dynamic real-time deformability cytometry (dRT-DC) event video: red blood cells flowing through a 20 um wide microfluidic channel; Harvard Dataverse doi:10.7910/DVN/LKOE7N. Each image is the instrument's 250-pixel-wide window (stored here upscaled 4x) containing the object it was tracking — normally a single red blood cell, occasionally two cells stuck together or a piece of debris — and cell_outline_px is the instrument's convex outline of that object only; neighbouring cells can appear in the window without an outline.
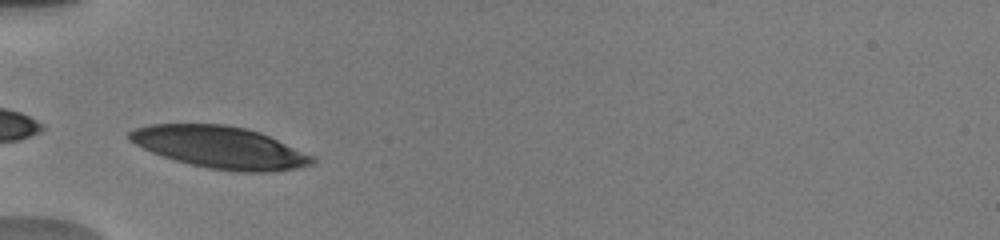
{"species": "human", "species_latin": "Homo sapiens", "temperature_condition": "warm", "stored_images_in_passage": 16, "camera_frame_rate_fps": 3000, "um_per_image_px": 0.085, "donor": {"sex": "male"}, "frame": {"image": 1, "passage_image": 1, "time_ms": 0.0, "image_size_px": [1000, 240], "cell_outline_px": [[316, 160], [312, 164], [296, 168], [268, 172], [236, 172], [208, 168], [176, 160], [152, 152], [128, 140], [128, 132], [136, 128], [148, 124], [224, 124], [244, 128], [260, 132], [312, 156]], "centroid_in_image_um": [18.68, 12.52], "position_along_channel_um": 66.3, "area_um2": 44.27}}
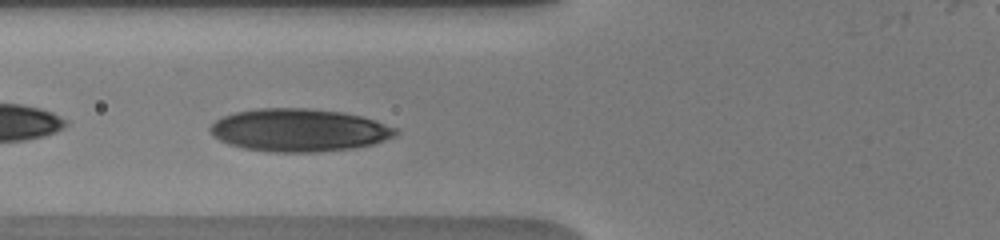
{"frame": {"image": 2, "passage_image": 6, "time_ms": 1.0, "image_size_px": [1000, 240], "cell_outline_px": [[400, 132], [396, 136], [372, 144], [352, 148], [320, 152], [268, 152], [244, 148], [228, 144], [212, 136], [208, 128], [216, 120], [224, 116], [236, 112], [256, 108], [308, 108], [340, 112], [360, 116], [376, 120], [396, 128]], "centroid_in_image_um": [25.41, 11.07], "position_along_channel_um": 100.4, "area_um2": 46.36}}